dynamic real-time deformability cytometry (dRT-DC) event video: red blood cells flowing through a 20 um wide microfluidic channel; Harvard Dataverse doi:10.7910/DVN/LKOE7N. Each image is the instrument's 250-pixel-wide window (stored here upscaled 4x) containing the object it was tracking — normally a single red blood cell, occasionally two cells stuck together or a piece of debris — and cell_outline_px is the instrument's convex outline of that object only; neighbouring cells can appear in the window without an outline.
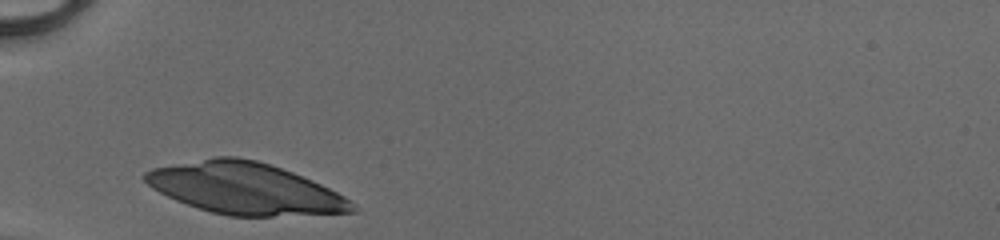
{"species": "human", "species_latin": "Homo sapiens", "temperature_condition": "cold", "stored_images_in_passage": 25, "camera_frame_rate_fps": 3000, "um_per_image_px": 0.085, "donor": {"sex": "male"}, "frame": {"image": 1, "passage_image": 1, "time_ms": 0.0, "image_size_px": [1000, 240], "cell_outline_px": [[356, 212], [272, 216], [228, 216], [212, 212], [176, 200], [152, 188], [144, 180], [144, 172], [152, 168], [216, 156], [236, 156], [256, 160], [272, 164], [312, 180], [344, 196], [356, 208]], "centroid_in_image_um": [20.81, 16.01], "position_along_channel_um": 64.2, "area_um2": 61.61}}
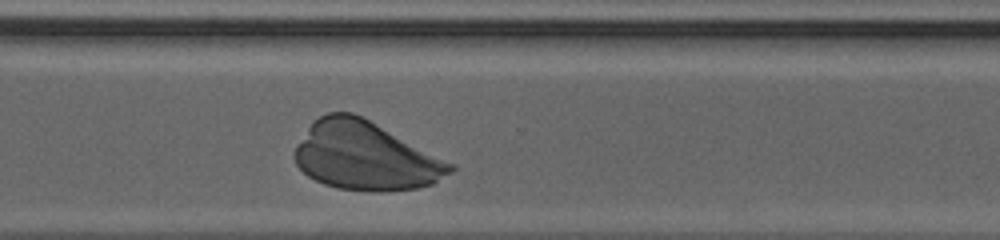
{"frame": {"image": 2, "passage_image": 22, "time_ms": 7.0, "image_size_px": [1000, 240], "cell_outline_px": [[456, 168], [452, 172], [432, 184], [416, 188], [384, 192], [368, 192], [336, 188], [324, 184], [308, 176], [296, 164], [292, 156], [296, 148], [312, 120], [328, 112], [352, 112], [456, 164]], "centroid_in_image_um": [31.06, 13.28], "position_along_channel_um": 339.5, "area_um2": 62.08}}
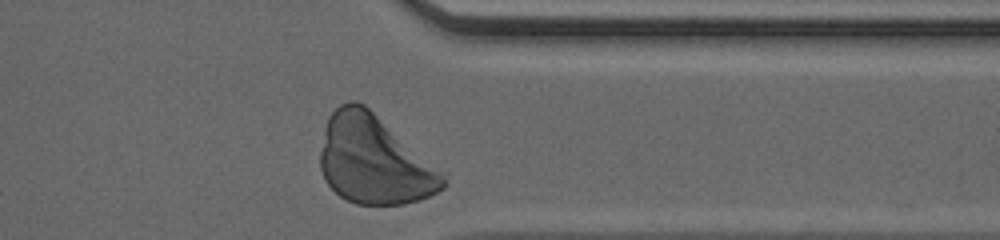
{"frame": {"image": 3, "passage_image": 25, "time_ms": 8.0, "image_size_px": [1000, 240], "cell_outline_px": [[448, 184], [444, 188], [428, 196], [404, 204], [356, 204], [340, 196], [324, 180], [320, 168], [320, 152], [324, 128], [328, 116], [340, 104], [348, 100], [356, 100], [364, 104], [448, 172]], "centroid_in_image_um": [31.85, 13.58], "position_along_channel_um": 379.5, "area_um2": 64.45}}